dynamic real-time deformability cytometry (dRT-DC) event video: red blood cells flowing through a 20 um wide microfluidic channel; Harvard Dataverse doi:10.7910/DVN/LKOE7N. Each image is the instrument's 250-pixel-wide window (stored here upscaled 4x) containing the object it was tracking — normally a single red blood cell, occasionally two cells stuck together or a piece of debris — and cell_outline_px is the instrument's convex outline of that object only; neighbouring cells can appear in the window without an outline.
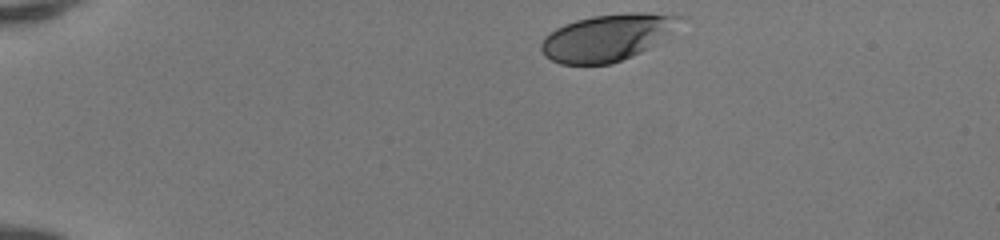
{"species": "human", "species_latin": "Homo sapiens", "temperature_condition": "room temperature", "stored_images_in_passage": 37, "camera_frame_rate_fps": 3000, "um_per_image_px": 0.085, "donor": {"sex": "female"}, "frame": {"image": 1, "passage_image": 1, "time_ms": 0.0, "image_size_px": [1000, 240], "cell_outline_px": [[684, 16], [660, 44], [632, 56], [612, 64], [560, 64], [544, 56], [540, 48], [540, 44], [544, 36], [548, 32], [564, 24], [576, 20], [592, 16], [624, 12], [644, 12]], "centroid_in_image_um": [51.6, 3.19], "position_along_channel_um": 33.4, "area_um2": 38.09}}
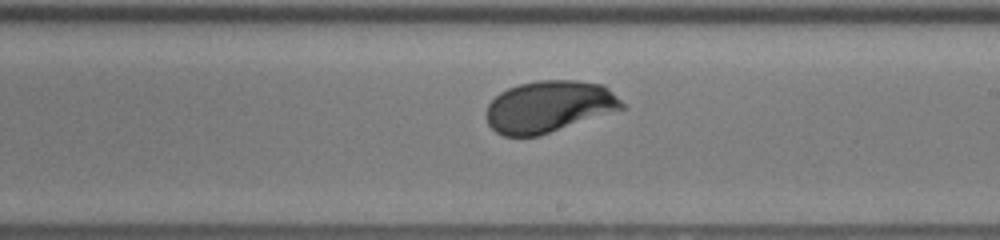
{"frame": {"image": 2, "passage_image": 22, "time_ms": 7.0, "image_size_px": [1000, 240], "cell_outline_px": [[628, 108], [536, 136], [504, 136], [496, 132], [488, 124], [488, 104], [500, 92], [508, 88], [520, 84], [540, 80], [576, 80], [604, 84]], "centroid_in_image_um": [46.7, 9.05], "position_along_channel_um": 242.3, "area_um2": 40.63}}
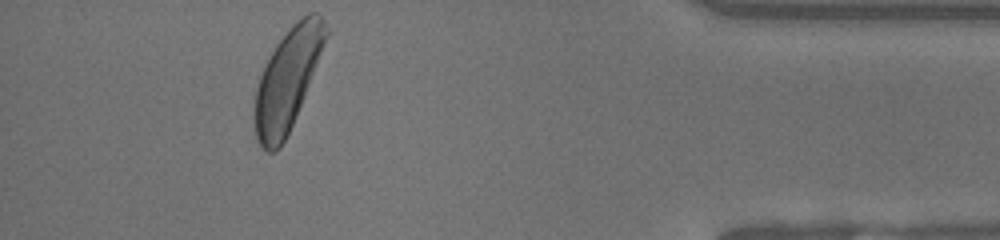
{"frame": {"image": 3, "passage_image": 37, "time_ms": 12.0, "image_size_px": [1000, 240], "cell_outline_px": [[328, 36], [296, 116], [280, 148], [272, 152], [268, 152], [256, 140], [252, 120], [252, 112], [256, 88], [260, 76], [276, 44], [292, 24], [296, 20], [308, 12], [316, 12], [324, 20], [328, 28]], "centroid_in_image_um": [24.41, 6.77], "position_along_channel_um": 410.8, "area_um2": 41.85}, "authors_computed_cell_mechanics": {"area_um2": 40.5178, "velocity_mm_per_s": 4.1529, "shape_relaxation_time_tau1_ms": 2.3682, "shape_relaxation_time_tau2_ms": null, "deformation_change_tau1": 0.1458, "deformation_change_tau2": null}}